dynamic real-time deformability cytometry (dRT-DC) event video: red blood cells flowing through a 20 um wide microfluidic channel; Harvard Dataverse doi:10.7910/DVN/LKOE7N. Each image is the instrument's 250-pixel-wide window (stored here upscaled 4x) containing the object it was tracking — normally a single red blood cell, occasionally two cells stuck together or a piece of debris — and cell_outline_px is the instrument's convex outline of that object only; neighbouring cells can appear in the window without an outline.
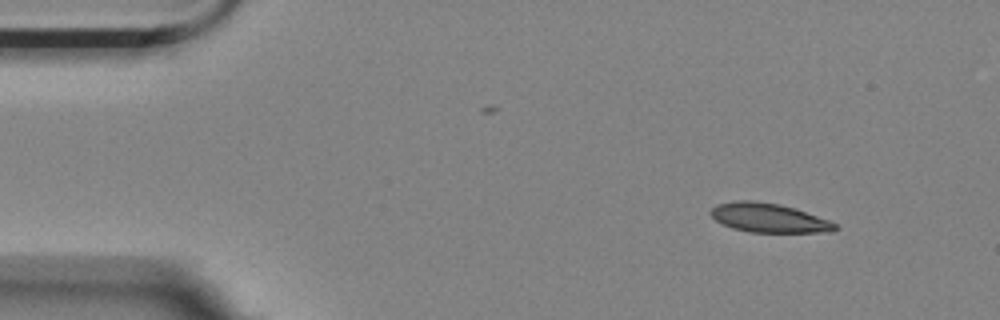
{"species": "Egyptian fruit bat (a non-hibernating species)", "species_latin": "Rousettus aegyptiacus", "temperature_condition": "room temperature", "stored_images_in_passage": 5, "camera_frame_rate_fps": 3000, "um_per_image_px": 0.085, "animal": {"sex": "female"}, "frame": {"image": 1, "passage_image": 1, "time_ms": 0.0, "image_size_px": [1000, 320], "cell_outline_px": [[840, 228], [832, 232], [748, 232], [732, 228], [716, 220], [708, 212], [716, 204], [736, 200], [752, 200], [780, 204], [796, 208], [828, 220], [836, 224]], "centroid_in_image_um": [65.34, 18.51], "position_along_channel_um": 19.7, "area_um2": 21.21}}